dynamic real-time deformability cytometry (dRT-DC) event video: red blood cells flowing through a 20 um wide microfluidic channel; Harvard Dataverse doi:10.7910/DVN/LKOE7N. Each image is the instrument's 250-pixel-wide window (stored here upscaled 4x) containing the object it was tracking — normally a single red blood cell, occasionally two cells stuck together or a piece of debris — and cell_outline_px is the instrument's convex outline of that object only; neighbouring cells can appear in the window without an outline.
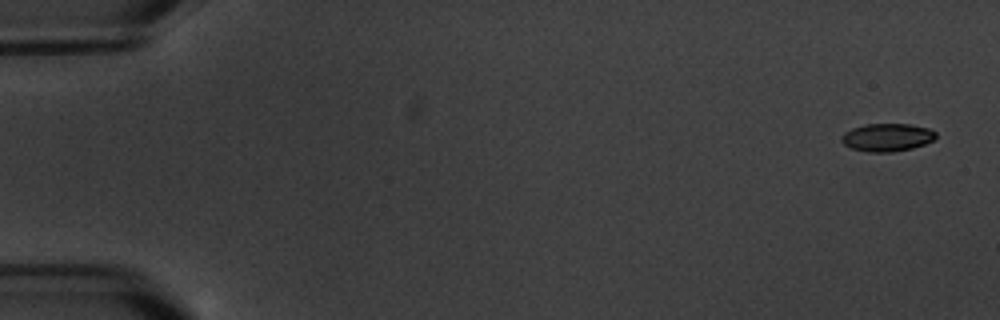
{"species": "common noctule bat (a hibernating species)", "species_latin": "Nyctalus noctula", "temperature_condition": "warm", "stored_images_in_passage": 5, "camera_frame_rate_fps": 3000, "um_per_image_px": 0.085, "animal": {"sex": "male", "body_mass_g": 20.1, "forearm_length_mm": 53.5}, "frame": {"image": 1, "passage_image": 1, "time_ms": 0.0, "image_size_px": [1000, 320], "cell_outline_px": [[936, 140], [912, 148], [892, 152], [868, 152], [852, 148], [844, 144], [840, 140], [840, 136], [844, 132], [852, 128], [864, 124], [912, 124], [928, 128], [936, 132]], "centroid_in_image_um": [75.4, 11.67], "position_along_channel_um": 9.6, "area_um2": 15.49}}
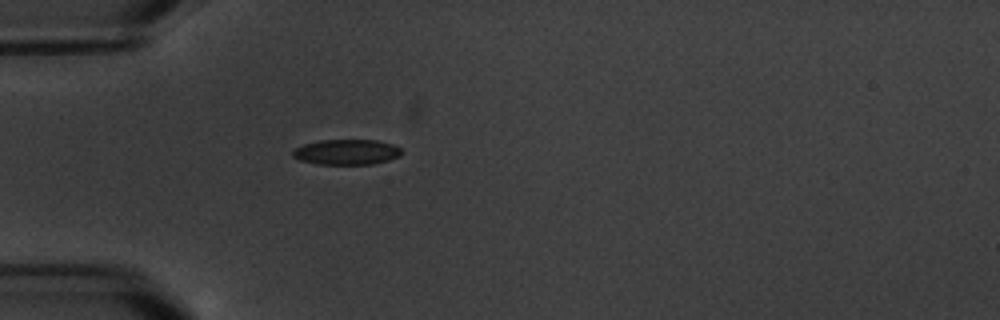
{"frame": {"image": 2, "passage_image": 5, "time_ms": 5.333, "image_size_px": [1000, 320], "cell_outline_px": [[400, 156], [388, 160], [372, 164], [316, 164], [300, 160], [292, 156], [292, 152], [296, 148], [304, 144], [320, 140], [376, 140], [392, 144], [400, 148]], "centroid_in_image_um": [29.44, 12.92], "position_along_channel_um": 55.6, "area_um2": 15.95}}